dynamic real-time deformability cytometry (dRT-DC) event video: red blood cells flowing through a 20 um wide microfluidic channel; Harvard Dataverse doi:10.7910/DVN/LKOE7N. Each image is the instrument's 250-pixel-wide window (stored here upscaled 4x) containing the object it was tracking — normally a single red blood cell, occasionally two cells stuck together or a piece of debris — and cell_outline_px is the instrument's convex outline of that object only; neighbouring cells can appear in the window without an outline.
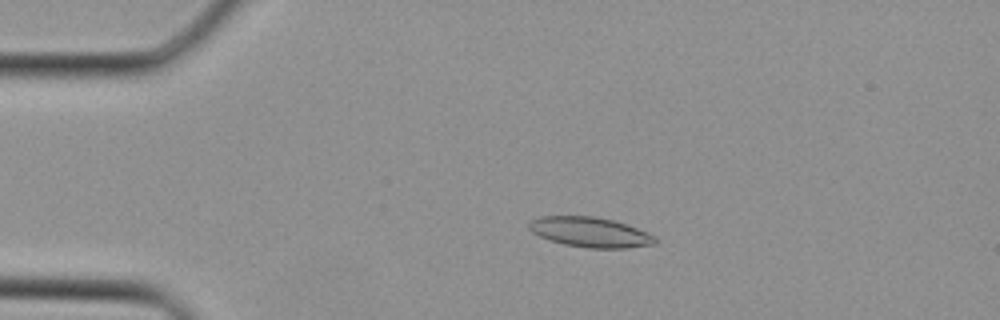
{"species": "Egyptian fruit bat (a non-hibernating species)", "species_latin": "Rousettus aegyptiacus", "temperature_condition": "cold", "stored_images_in_passage": 12, "camera_frame_rate_fps": 3000, "um_per_image_px": 0.085, "animal": {"sex": "female"}, "frame": {"image": 1, "passage_image": 8, "time_ms": 2.333, "image_size_px": [1000, 320], "cell_outline_px": [[656, 240], [652, 244], [624, 248], [588, 248], [564, 244], [540, 236], [532, 232], [528, 228], [528, 224], [532, 220], [540, 216], [592, 216], [612, 220], [636, 228], [652, 236]], "centroid_in_image_um": [50.09, 19.73], "position_along_channel_um": 34.9, "area_um2": 21.5}}